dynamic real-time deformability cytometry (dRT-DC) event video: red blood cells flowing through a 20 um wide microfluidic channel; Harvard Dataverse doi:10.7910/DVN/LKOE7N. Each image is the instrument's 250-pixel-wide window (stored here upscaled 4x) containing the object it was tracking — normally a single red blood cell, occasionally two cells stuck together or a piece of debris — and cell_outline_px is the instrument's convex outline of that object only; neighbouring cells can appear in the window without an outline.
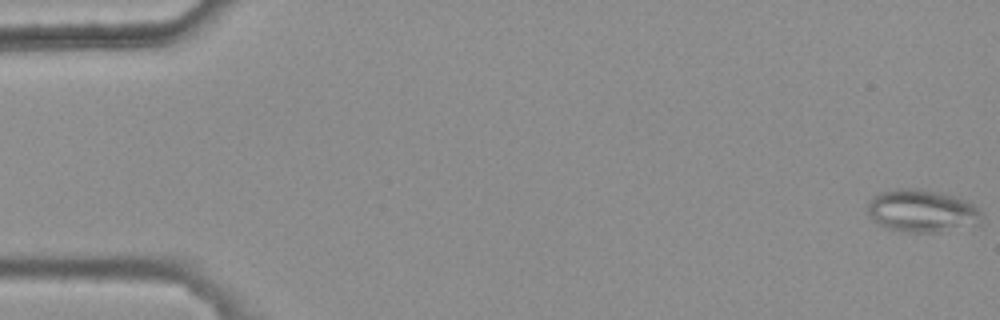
{"species": "common noctule bat (a hibernating species)", "species_latin": "Nyctalus noctula", "temperature_condition": "warm", "stored_images_in_passage": 47, "camera_frame_rate_fps": 3000, "um_per_image_px": 0.085, "animal": {"sex": "female", "body_mass_g": 25.1}, "frame": {"image": 1, "passage_image": 1, "time_ms": 0.0, "image_size_px": [1000, 320], "cell_outline_px": [[984, 216], [980, 224], [940, 232], [908, 232], [888, 228], [880, 224], [868, 216], [868, 204], [872, 196], [880, 192], [896, 188], [920, 188], [956, 196], [968, 200], [980, 208], [984, 212]], "centroid_in_image_um": [78.43, 17.91], "position_along_channel_um": 6.6, "area_um2": 28.84}}
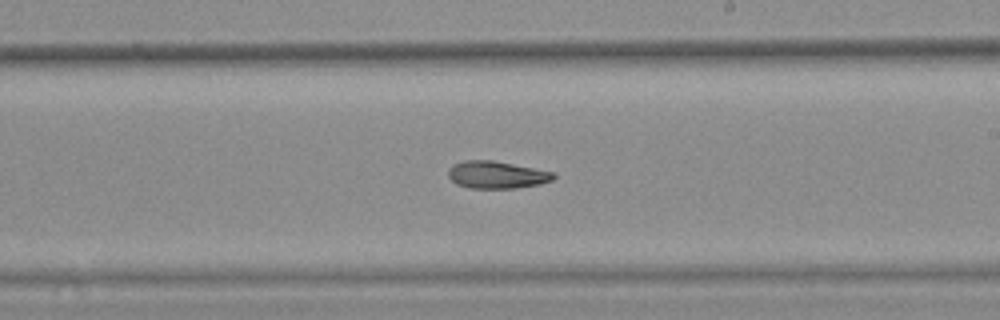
{"frame": {"image": 2, "passage_image": 32, "time_ms": 10.333, "image_size_px": [1000, 320], "cell_outline_px": [[556, 176], [552, 180], [540, 184], [516, 188], [468, 188], [456, 184], [448, 176], [448, 168], [452, 164], [464, 160], [492, 160], [556, 172]], "centroid_in_image_um": [42.21, 14.85], "position_along_channel_um": 246.8, "area_um2": 16.94}}
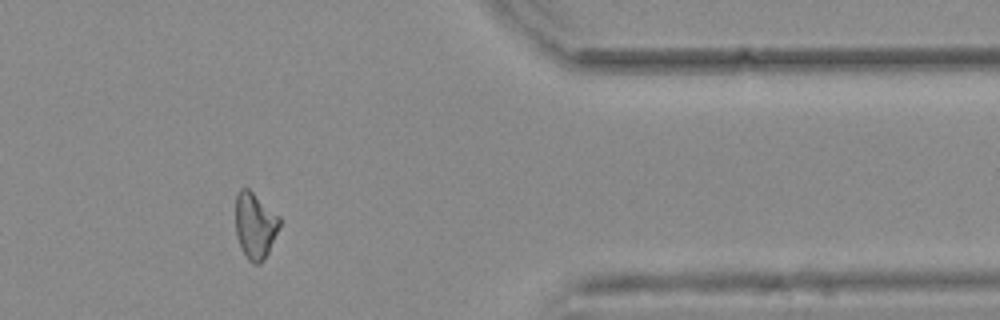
{"frame": {"image": 3, "passage_image": 45, "time_ms": 14.667, "image_size_px": [1000, 320], "cell_outline_px": [[280, 224], [268, 252], [260, 264], [252, 264], [248, 260], [236, 236], [236, 192], [240, 188], [248, 188], [280, 216]], "centroid_in_image_um": [21.67, 19.15], "position_along_channel_um": 389.7, "area_um2": 16.82}}